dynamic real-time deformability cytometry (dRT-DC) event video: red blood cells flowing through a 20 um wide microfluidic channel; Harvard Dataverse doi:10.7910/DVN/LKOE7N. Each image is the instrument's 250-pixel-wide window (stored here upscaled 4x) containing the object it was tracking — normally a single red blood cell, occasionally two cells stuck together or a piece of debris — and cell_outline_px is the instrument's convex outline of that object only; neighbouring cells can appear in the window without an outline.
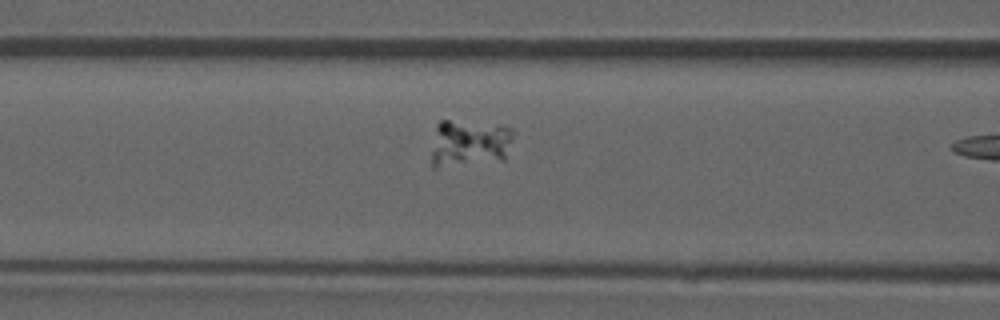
{"species": "common noctule bat (a hibernating species)", "species_latin": "Nyctalus noctula", "temperature_condition": "room temperature", "stored_images_in_passage": 11, "camera_frame_rate_fps": 3000, "um_per_image_px": 0.085, "animal": {"sex": "male", "forearm_length_mm": 52.5}, "frame": {"image": 1, "passage_image": 10, "time_ms": 3.0, "image_size_px": [1000, 320], "cell_outline_px": [[516, 132], [504, 160], [436, 168], [432, 168], [432, 152], [436, 124], [440, 120], [448, 120], [500, 124], [512, 128]], "centroid_in_image_um": [39.93, 12.16], "position_along_channel_um": 126.7, "area_um2": 23.12}}